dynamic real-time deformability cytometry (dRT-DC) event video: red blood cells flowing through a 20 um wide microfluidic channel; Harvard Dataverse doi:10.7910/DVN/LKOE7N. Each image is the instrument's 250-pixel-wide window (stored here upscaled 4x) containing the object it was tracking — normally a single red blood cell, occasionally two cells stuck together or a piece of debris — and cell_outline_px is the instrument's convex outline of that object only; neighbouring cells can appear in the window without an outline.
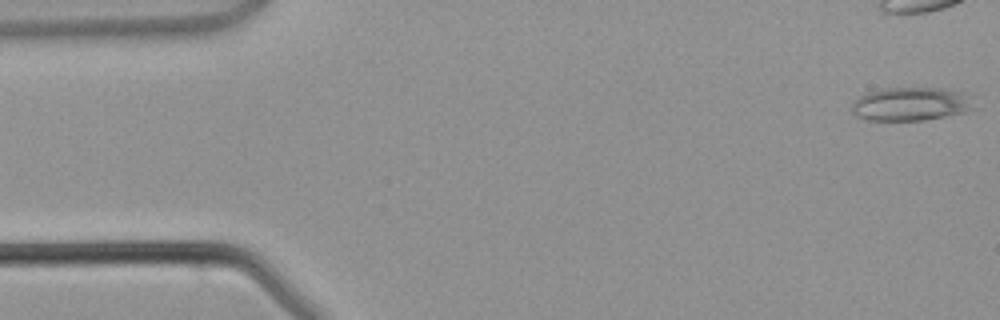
{"species": "common noctule bat (a hibernating species)", "species_latin": "Nyctalus noctula", "temperature_condition": "warm", "stored_images_in_passage": 45, "camera_frame_rate_fps": 3000, "um_per_image_px": 0.085, "animal": {"sex": "male", "body_mass_g": 21.5, "forearm_length_mm": 52.0}, "frame": {"image": 1, "passage_image": 1, "time_ms": 0.0, "image_size_px": [1000, 320], "cell_outline_px": [[972, 108], [964, 112], [924, 120], [868, 120], [856, 116], [852, 112], [852, 104], [860, 96], [868, 92], [884, 88], [944, 88], [968, 92], [972, 96]], "centroid_in_image_um": [77.45, 8.82], "position_along_channel_um": 7.6, "area_um2": 23.87}}